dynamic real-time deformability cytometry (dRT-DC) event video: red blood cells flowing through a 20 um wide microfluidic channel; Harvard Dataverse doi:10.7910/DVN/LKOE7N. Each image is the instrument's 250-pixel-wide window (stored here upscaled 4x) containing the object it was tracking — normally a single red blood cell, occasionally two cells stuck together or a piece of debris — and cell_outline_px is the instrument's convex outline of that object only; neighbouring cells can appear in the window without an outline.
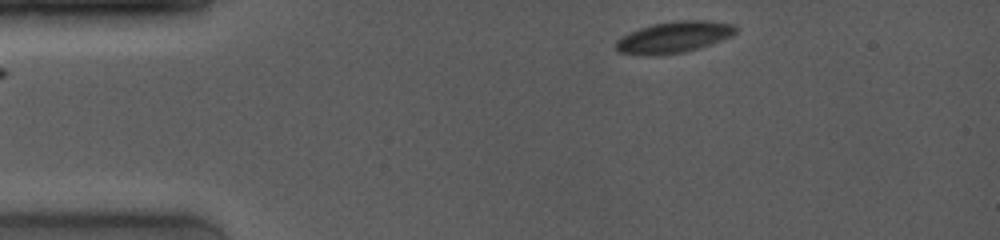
{"species": "common noctule bat (a hibernating species)", "species_latin": "Nyctalus noctula", "temperature_condition": "room temperature", "stored_images_in_passage": 6, "camera_frame_rate_fps": 4000, "um_per_image_px": 0.085, "animal": {"sex": "female", "body_mass_g": 19.0, "forearm_length_mm": 53.3}, "frame": {"image": 1, "passage_image": 1, "time_ms": 0.0, "image_size_px": [1000, 240], "cell_outline_px": [[740, 28], [732, 36], [700, 48], [684, 52], [656, 56], [648, 56], [620, 52], [616, 48], [616, 40], [620, 36], [628, 32], [652, 24], [680, 20], [708, 20], [732, 24]], "centroid_in_image_um": [57.29, 3.16], "position_along_channel_um": 27.7, "area_um2": 22.14}}
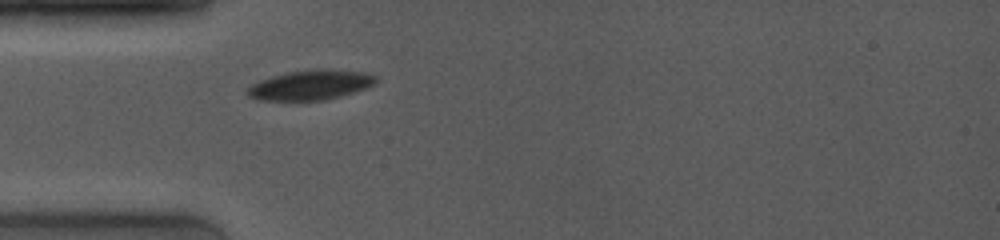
{"frame": {"image": 2, "passage_image": 6, "time_ms": 2.25, "image_size_px": [1000, 240], "cell_outline_px": [[376, 84], [340, 96], [324, 100], [256, 100], [248, 96], [244, 92], [252, 84], [260, 80], [272, 76], [288, 72], [364, 72], [376, 76]], "centroid_in_image_um": [26.3, 7.28], "position_along_channel_um": 58.7, "area_um2": 21.15}}